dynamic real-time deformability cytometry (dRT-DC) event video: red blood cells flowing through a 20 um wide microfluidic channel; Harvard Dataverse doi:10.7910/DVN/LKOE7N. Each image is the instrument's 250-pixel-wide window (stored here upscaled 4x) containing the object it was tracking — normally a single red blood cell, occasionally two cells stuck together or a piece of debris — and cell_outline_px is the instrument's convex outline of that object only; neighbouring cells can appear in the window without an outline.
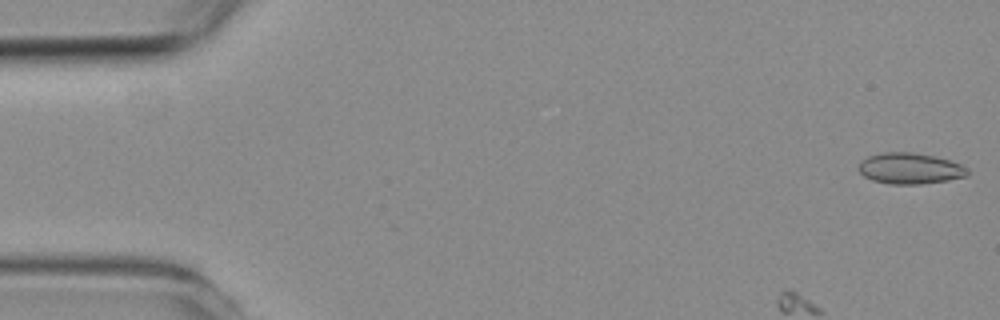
{"species": "common noctule bat (a hibernating species)", "species_latin": "Nyctalus noctula", "temperature_condition": "room temperature", "stored_images_in_passage": 5, "camera_frame_rate_fps": 3000, "um_per_image_px": 0.085, "animal": {"sex": "female", "body_mass_g": 19.3, "forearm_length_mm": 54.1}, "frame": {"image": 1, "passage_image": 1, "time_ms": 0.0, "image_size_px": [1000, 320], "cell_outline_px": [[968, 176], [948, 180], [920, 184], [888, 184], [872, 180], [864, 176], [856, 168], [868, 156], [884, 152], [912, 152], [932, 156], [948, 160], [960, 164], [968, 168]], "centroid_in_image_um": [77.34, 14.33], "position_along_channel_um": 7.7, "area_um2": 19.59}}
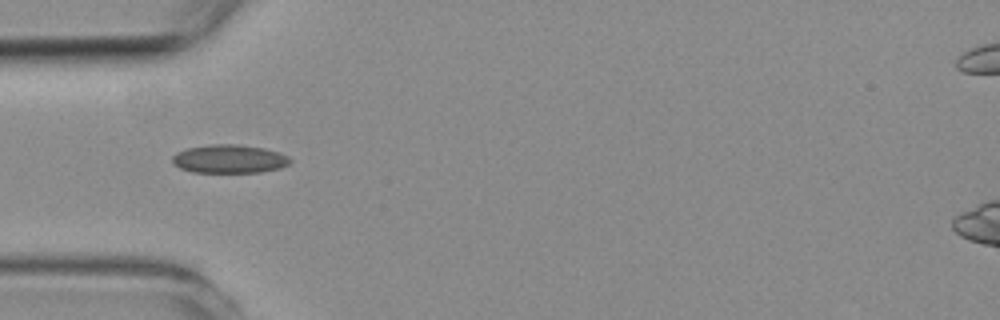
{"frame": {"image": 2, "passage_image": 5, "time_ms": 5.0, "image_size_px": [1000, 320], "cell_outline_px": [[292, 160], [288, 164], [280, 168], [260, 172], [192, 172], [180, 168], [172, 164], [172, 156], [176, 152], [188, 148], [216, 144], [236, 144], [264, 148], [280, 152], [288, 156]], "centroid_in_image_um": [19.49, 13.51], "position_along_channel_um": 65.5, "area_um2": 19.54}}